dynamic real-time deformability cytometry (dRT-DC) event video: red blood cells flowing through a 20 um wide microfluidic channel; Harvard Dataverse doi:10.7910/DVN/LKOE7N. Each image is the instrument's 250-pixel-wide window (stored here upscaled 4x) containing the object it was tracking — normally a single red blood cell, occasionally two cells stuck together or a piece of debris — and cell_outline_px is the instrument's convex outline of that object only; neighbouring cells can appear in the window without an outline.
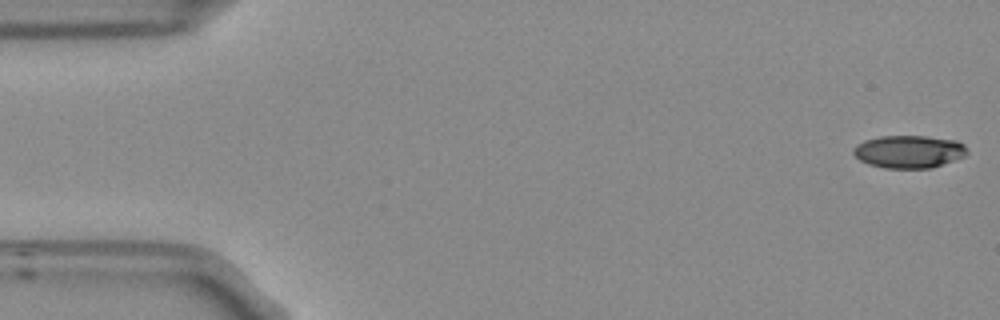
{"species": "Egyptian fruit bat (a non-hibernating species)", "species_latin": "Rousettus aegyptiacus", "temperature_condition": "room temperature", "stored_images_in_passage": 53, "camera_frame_rate_fps": 3000, "um_per_image_px": 0.085, "frame": {"image": 1, "passage_image": 1, "time_ms": 0.0, "image_size_px": [1000, 320], "cell_outline_px": [[968, 152], [964, 156], [928, 168], [884, 168], [868, 164], [860, 160], [852, 152], [852, 148], [856, 144], [864, 140], [880, 136], [924, 136], [956, 140], [964, 144]], "centroid_in_image_um": [77.21, 12.88], "position_along_channel_um": 7.8, "area_um2": 21.56}}
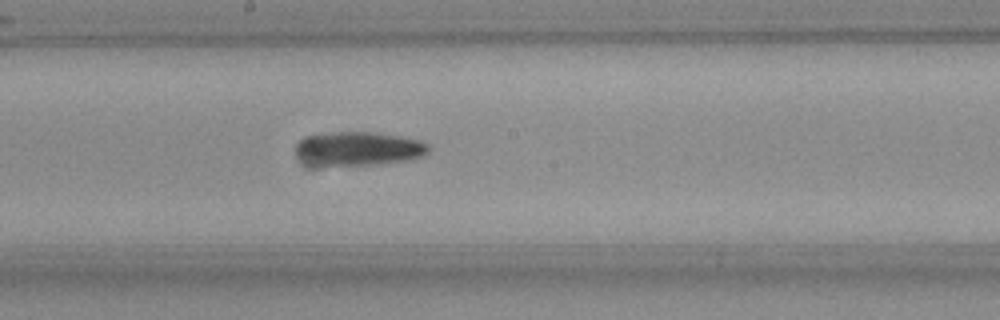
{"frame": {"image": 2, "passage_image": 28, "time_ms": 9.0, "image_size_px": [1000, 320], "cell_outline_px": [[432, 148], [424, 156], [408, 160], [380, 164], [308, 164], [296, 152], [296, 144], [300, 140], [308, 136], [328, 132], [372, 132], [420, 140], [428, 144]], "centroid_in_image_um": [30.53, 12.62], "position_along_channel_um": 217.7, "area_um2": 25.84}}
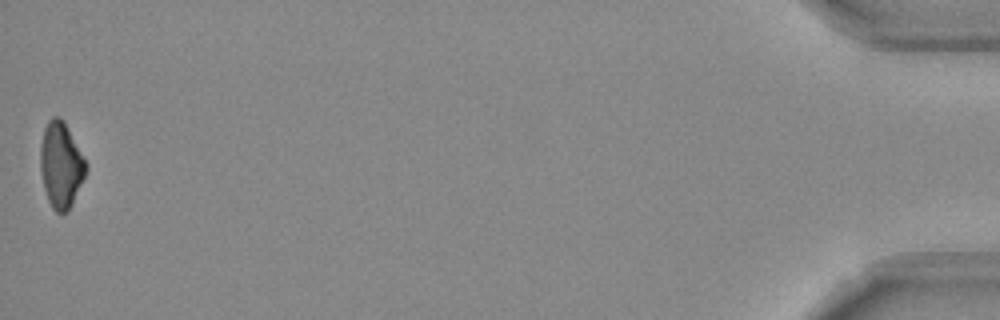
{"frame": {"image": 3, "passage_image": 53, "time_ms": 17.333, "image_size_px": [1000, 320], "cell_outline_px": [[88, 168], [72, 204], [68, 212], [56, 212], [52, 208], [48, 200], [44, 188], [40, 172], [40, 144], [44, 128], [48, 120], [52, 116], [60, 116], [64, 120], [88, 164]], "centroid_in_image_um": [5.17, 13.99], "position_along_channel_um": 430.0, "area_um2": 23.0}}